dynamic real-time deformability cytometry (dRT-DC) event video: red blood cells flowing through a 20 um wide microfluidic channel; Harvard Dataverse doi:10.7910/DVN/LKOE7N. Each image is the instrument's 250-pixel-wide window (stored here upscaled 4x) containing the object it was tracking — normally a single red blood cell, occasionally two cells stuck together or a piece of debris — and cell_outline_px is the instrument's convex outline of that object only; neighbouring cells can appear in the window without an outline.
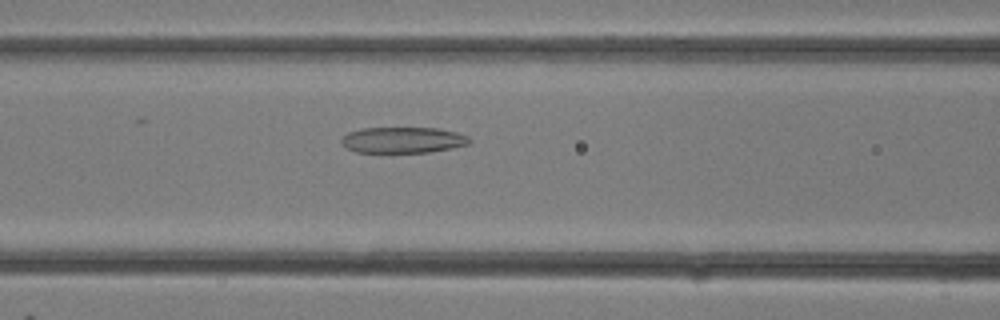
{"species": "common noctule bat (a hibernating species)", "species_latin": "Nyctalus noctula", "temperature_condition": "room temperature", "stored_images_in_passage": 33, "camera_frame_rate_fps": 3000, "um_per_image_px": 0.085, "animal": {"sex": "female"}, "frame": {"image": 1, "passage_image": 14, "time_ms": 4.333, "image_size_px": [1000, 320], "cell_outline_px": [[472, 140], [468, 144], [452, 148], [428, 152], [356, 152], [340, 144], [340, 140], [348, 132], [364, 128], [436, 128], [456, 132], [468, 136]], "centroid_in_image_um": [34.24, 11.9], "position_along_channel_um": 132.4, "area_um2": 19.31}}
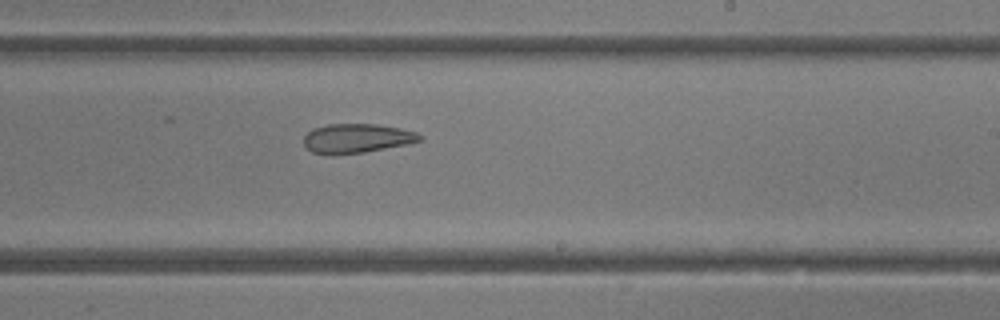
{"frame": {"image": 2, "passage_image": 20, "time_ms": 6.333, "image_size_px": [1000, 320], "cell_outline_px": [[424, 140], [408, 144], [364, 152], [332, 156], [312, 152], [304, 144], [304, 136], [312, 128], [328, 124], [380, 124], [400, 128], [416, 132], [424, 136]], "centroid_in_image_um": [30.34, 11.76], "position_along_channel_um": 258.7, "area_um2": 20.11}}
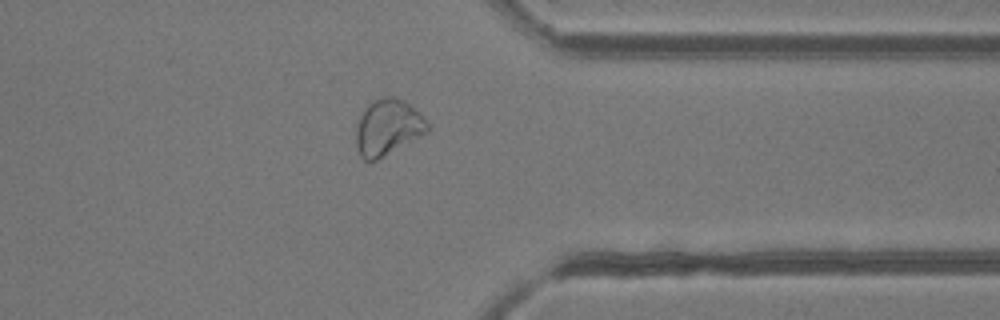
{"frame": {"image": 3, "passage_image": 26, "time_ms": 8.333, "image_size_px": [1000, 320], "cell_outline_px": [[428, 132], [376, 160], [364, 160], [360, 156], [356, 148], [356, 128], [360, 116], [368, 100], [388, 96], [392, 96], [404, 100], [420, 112], [428, 124]], "centroid_in_image_um": [32.94, 10.79], "position_along_channel_um": 378.5, "area_um2": 23.41}}